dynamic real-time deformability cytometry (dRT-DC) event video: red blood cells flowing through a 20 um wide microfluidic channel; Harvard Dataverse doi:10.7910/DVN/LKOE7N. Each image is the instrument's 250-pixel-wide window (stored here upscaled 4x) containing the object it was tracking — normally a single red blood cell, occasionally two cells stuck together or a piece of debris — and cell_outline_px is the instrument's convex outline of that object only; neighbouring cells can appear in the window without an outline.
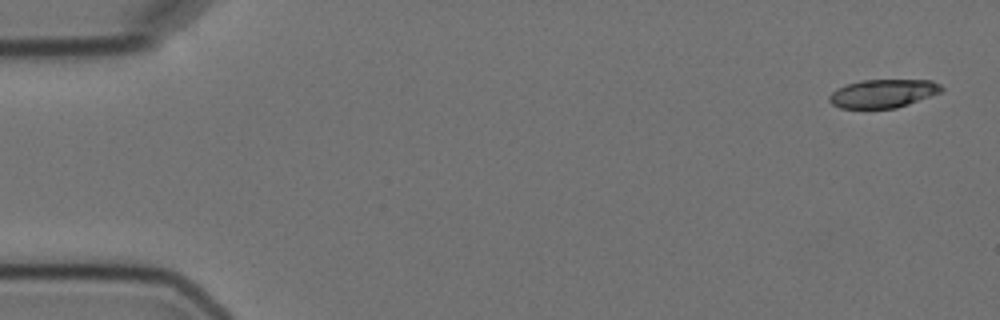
{"species": "Egyptian fruit bat (a non-hibernating species)", "species_latin": "Rousettus aegyptiacus", "temperature_condition": "cold", "stored_images_in_passage": 4, "camera_frame_rate_fps": 3000, "um_per_image_px": 0.085, "animal": {"sex": "female"}, "frame": {"image": 1, "passage_image": 1, "time_ms": 0.0, "image_size_px": [1000, 320], "cell_outline_px": [[944, 88], [940, 92], [908, 104], [896, 108], [840, 108], [832, 104], [828, 100], [828, 96], [836, 88], [860, 80], [932, 80], [940, 84]], "centroid_in_image_um": [75.03, 7.94], "position_along_channel_um": 10.0, "area_um2": 18.5}}